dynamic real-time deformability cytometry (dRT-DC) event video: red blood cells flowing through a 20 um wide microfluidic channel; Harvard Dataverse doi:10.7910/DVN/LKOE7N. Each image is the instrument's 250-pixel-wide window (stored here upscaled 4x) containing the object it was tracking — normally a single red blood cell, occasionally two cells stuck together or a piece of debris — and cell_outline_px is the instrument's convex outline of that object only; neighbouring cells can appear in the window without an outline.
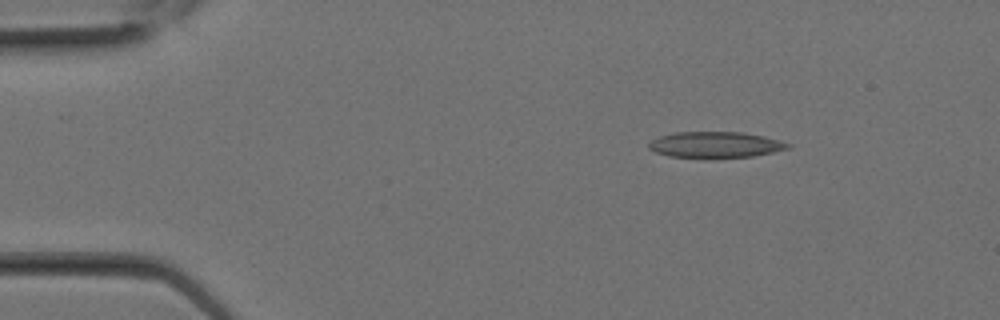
{"species": "Egyptian fruit bat (a non-hibernating species)", "species_latin": "Rousettus aegyptiacus", "temperature_condition": "room temperature", "stored_images_in_passage": 8, "camera_frame_rate_fps": 3000, "um_per_image_px": 0.085, "animal": {"sex": "female"}, "frame": {"image": 1, "passage_image": 1, "time_ms": 0.0, "image_size_px": [1000, 320], "cell_outline_px": [[792, 144], [788, 148], [772, 152], [752, 156], [712, 160], [668, 156], [656, 152], [648, 148], [648, 144], [652, 140], [660, 136], [676, 132], [744, 132], [764, 136]], "centroid_in_image_um": [60.78, 12.33], "position_along_channel_um": 24.2, "area_um2": 21.62}}
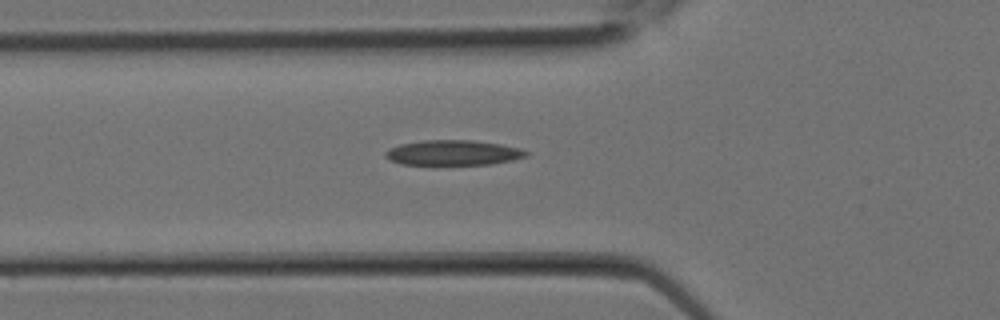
{"frame": {"image": 2, "passage_image": 6, "time_ms": 1.667, "image_size_px": [1000, 320], "cell_outline_px": [[528, 156], [512, 160], [488, 164], [400, 164], [388, 160], [384, 156], [384, 152], [388, 148], [400, 144], [424, 140], [472, 140], [500, 144], [520, 148], [528, 152]], "centroid_in_image_um": [38.47, 12.97], "position_along_channel_um": 87.3, "area_um2": 20.58}}
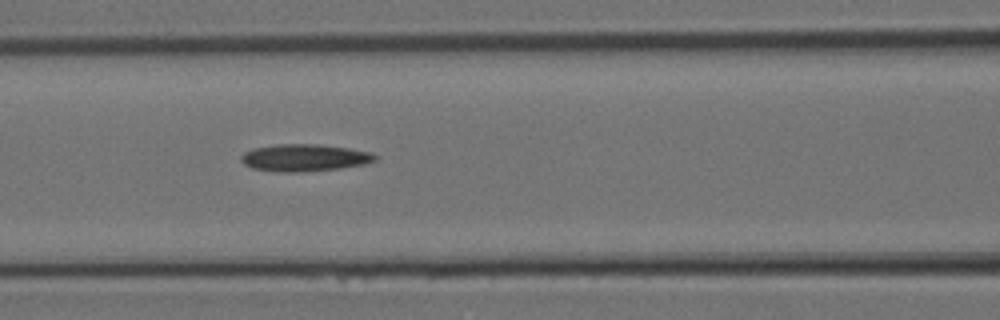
{"frame": {"image": 3, "passage_image": 8, "time_ms": 2.333, "image_size_px": [1000, 320], "cell_outline_px": [[376, 160], [364, 164], [340, 168], [300, 172], [276, 172], [252, 168], [244, 164], [240, 160], [240, 156], [244, 152], [252, 148], [276, 144], [316, 144], [348, 148], [372, 152], [376, 156]], "centroid_in_image_um": [25.83, 13.4], "position_along_channel_um": 140.8, "area_um2": 21.27}}